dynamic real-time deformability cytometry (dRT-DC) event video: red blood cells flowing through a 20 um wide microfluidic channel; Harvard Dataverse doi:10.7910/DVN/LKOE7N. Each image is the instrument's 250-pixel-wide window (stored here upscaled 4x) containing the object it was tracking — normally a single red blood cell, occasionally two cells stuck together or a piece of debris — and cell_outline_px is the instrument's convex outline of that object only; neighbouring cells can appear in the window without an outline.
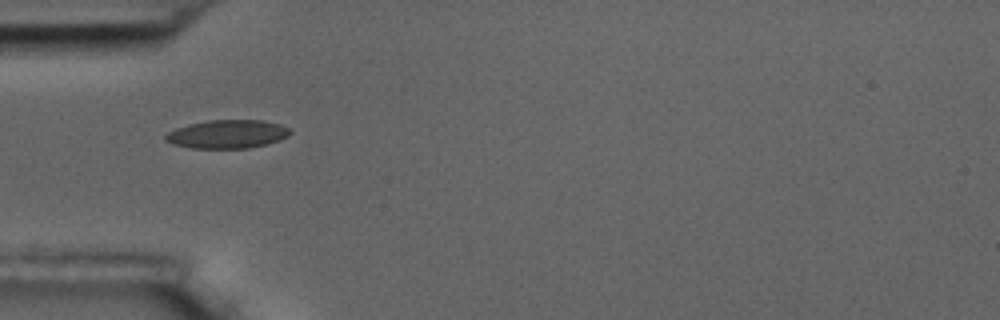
{"species": "common noctule bat (a hibernating species)", "species_latin": "Nyctalus noctula", "temperature_condition": "room temperature", "stored_images_in_passage": 1, "camera_frame_rate_fps": 3000, "um_per_image_px": 0.085, "animal": {"sex": "male", "body_mass_g": 17.5, "forearm_length_mm": 52.3}, "frame": {"image": 1, "passage_image": 1, "time_ms": 0.0, "image_size_px": [1000, 320], "cell_outline_px": [[292, 132], [288, 136], [280, 140], [268, 144], [248, 148], [192, 148], [172, 144], [164, 140], [164, 136], [168, 132], [176, 128], [188, 124], [208, 120], [264, 120], [280, 124], [288, 128]], "centroid_in_image_um": [19.33, 11.4], "position_along_channel_um": 65.7, "area_um2": 20.81}}